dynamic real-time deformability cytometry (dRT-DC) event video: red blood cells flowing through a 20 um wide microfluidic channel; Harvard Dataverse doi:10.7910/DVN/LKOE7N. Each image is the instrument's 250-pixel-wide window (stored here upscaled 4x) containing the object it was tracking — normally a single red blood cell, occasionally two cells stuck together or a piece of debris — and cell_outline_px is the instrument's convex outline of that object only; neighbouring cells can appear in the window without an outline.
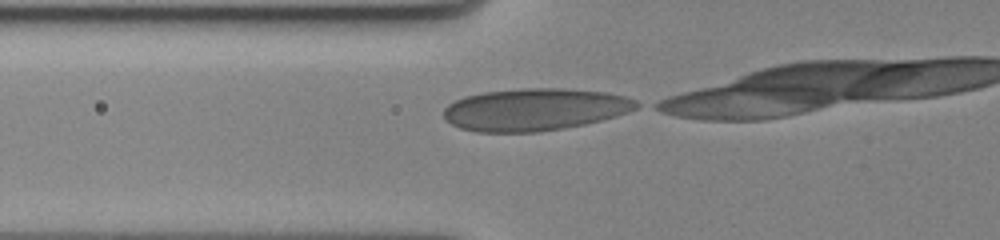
{"species": "human", "species_latin": "Homo sapiens", "temperature_condition": "cold", "stored_images_in_passage": 15, "camera_frame_rate_fps": 3000, "um_per_image_px": 0.085, "donor": {"sex": "female"}, "frame": {"image": 1, "passage_image": 9, "time_ms": 2.667, "image_size_px": [1000, 240], "cell_outline_px": [[644, 104], [628, 112], [616, 116], [584, 124], [564, 128], [536, 132], [476, 132], [460, 128], [444, 120], [444, 108], [448, 104], [464, 96], [484, 92], [524, 88], [564, 88], [604, 92], [624, 96], [636, 100]], "centroid_in_image_um": [45.45, 9.3], "position_along_channel_um": 80.4, "area_um2": 47.57}}
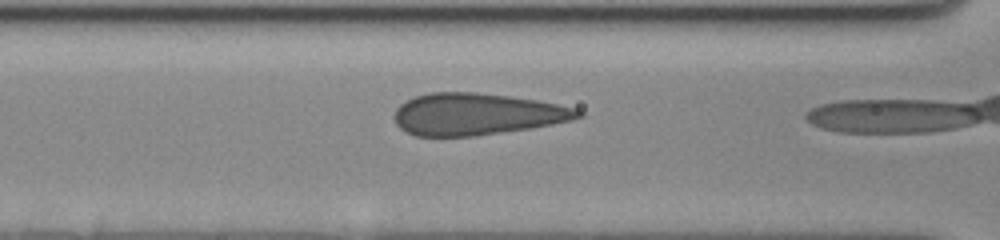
{"frame": {"image": 2, "passage_image": 13, "time_ms": 4.0, "image_size_px": [1000, 240], "cell_outline_px": [[584, 116], [572, 120], [552, 124], [528, 128], [472, 136], [416, 136], [400, 128], [396, 124], [392, 116], [396, 108], [400, 104], [416, 96], [428, 92], [476, 92], [508, 96], [536, 100], [576, 108], [584, 112]], "centroid_in_image_um": [40.49, 9.69], "position_along_channel_um": 126.1, "area_um2": 44.62}}